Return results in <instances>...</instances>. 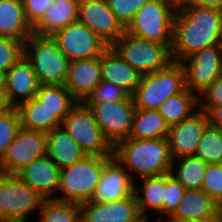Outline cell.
Listing matches in <instances>:
<instances>
[{
	"instance_id": "1",
	"label": "cell",
	"mask_w": 222,
	"mask_h": 222,
	"mask_svg": "<svg viewBox=\"0 0 222 222\" xmlns=\"http://www.w3.org/2000/svg\"><path fill=\"white\" fill-rule=\"evenodd\" d=\"M221 10L186 5L176 9L173 20L172 61L180 62L193 53L218 43Z\"/></svg>"
},
{
	"instance_id": "2",
	"label": "cell",
	"mask_w": 222,
	"mask_h": 222,
	"mask_svg": "<svg viewBox=\"0 0 222 222\" xmlns=\"http://www.w3.org/2000/svg\"><path fill=\"white\" fill-rule=\"evenodd\" d=\"M113 156L124 166L132 180L133 172H136V177L140 174V178L161 175L171 172L173 165L167 138L128 137L113 147Z\"/></svg>"
},
{
	"instance_id": "3",
	"label": "cell",
	"mask_w": 222,
	"mask_h": 222,
	"mask_svg": "<svg viewBox=\"0 0 222 222\" xmlns=\"http://www.w3.org/2000/svg\"><path fill=\"white\" fill-rule=\"evenodd\" d=\"M23 55L33 67L40 85H64L70 60L52 36L33 32L24 42Z\"/></svg>"
},
{
	"instance_id": "4",
	"label": "cell",
	"mask_w": 222,
	"mask_h": 222,
	"mask_svg": "<svg viewBox=\"0 0 222 222\" xmlns=\"http://www.w3.org/2000/svg\"><path fill=\"white\" fill-rule=\"evenodd\" d=\"M104 169V156L86 155L81 161L60 169L59 187L62 196L53 199L83 204L92 200Z\"/></svg>"
},
{
	"instance_id": "5",
	"label": "cell",
	"mask_w": 222,
	"mask_h": 222,
	"mask_svg": "<svg viewBox=\"0 0 222 222\" xmlns=\"http://www.w3.org/2000/svg\"><path fill=\"white\" fill-rule=\"evenodd\" d=\"M185 88L183 67L173 61L162 70L143 74L132 97L136 108L158 110L169 97Z\"/></svg>"
},
{
	"instance_id": "6",
	"label": "cell",
	"mask_w": 222,
	"mask_h": 222,
	"mask_svg": "<svg viewBox=\"0 0 222 222\" xmlns=\"http://www.w3.org/2000/svg\"><path fill=\"white\" fill-rule=\"evenodd\" d=\"M175 12L166 0H148L134 15L125 32L166 45L171 50Z\"/></svg>"
},
{
	"instance_id": "7",
	"label": "cell",
	"mask_w": 222,
	"mask_h": 222,
	"mask_svg": "<svg viewBox=\"0 0 222 222\" xmlns=\"http://www.w3.org/2000/svg\"><path fill=\"white\" fill-rule=\"evenodd\" d=\"M111 48L141 75L166 68L172 61L171 50L163 44L124 33Z\"/></svg>"
},
{
	"instance_id": "8",
	"label": "cell",
	"mask_w": 222,
	"mask_h": 222,
	"mask_svg": "<svg viewBox=\"0 0 222 222\" xmlns=\"http://www.w3.org/2000/svg\"><path fill=\"white\" fill-rule=\"evenodd\" d=\"M62 127L88 156H112L113 147L104 138L91 109L77 102L64 117Z\"/></svg>"
},
{
	"instance_id": "9",
	"label": "cell",
	"mask_w": 222,
	"mask_h": 222,
	"mask_svg": "<svg viewBox=\"0 0 222 222\" xmlns=\"http://www.w3.org/2000/svg\"><path fill=\"white\" fill-rule=\"evenodd\" d=\"M44 198L16 174L0 173V221L26 222Z\"/></svg>"
},
{
	"instance_id": "10",
	"label": "cell",
	"mask_w": 222,
	"mask_h": 222,
	"mask_svg": "<svg viewBox=\"0 0 222 222\" xmlns=\"http://www.w3.org/2000/svg\"><path fill=\"white\" fill-rule=\"evenodd\" d=\"M86 104L91 109L104 138L112 147L129 137L136 110L131 95L122 101Z\"/></svg>"
},
{
	"instance_id": "11",
	"label": "cell",
	"mask_w": 222,
	"mask_h": 222,
	"mask_svg": "<svg viewBox=\"0 0 222 222\" xmlns=\"http://www.w3.org/2000/svg\"><path fill=\"white\" fill-rule=\"evenodd\" d=\"M184 70L185 87L198 96L222 74V48L201 49L179 62Z\"/></svg>"
},
{
	"instance_id": "12",
	"label": "cell",
	"mask_w": 222,
	"mask_h": 222,
	"mask_svg": "<svg viewBox=\"0 0 222 222\" xmlns=\"http://www.w3.org/2000/svg\"><path fill=\"white\" fill-rule=\"evenodd\" d=\"M52 37L70 61L100 57L109 48L79 20L57 31Z\"/></svg>"
},
{
	"instance_id": "13",
	"label": "cell",
	"mask_w": 222,
	"mask_h": 222,
	"mask_svg": "<svg viewBox=\"0 0 222 222\" xmlns=\"http://www.w3.org/2000/svg\"><path fill=\"white\" fill-rule=\"evenodd\" d=\"M46 155V133L21 128L0 160V173L16 174L32 161Z\"/></svg>"
},
{
	"instance_id": "14",
	"label": "cell",
	"mask_w": 222,
	"mask_h": 222,
	"mask_svg": "<svg viewBox=\"0 0 222 222\" xmlns=\"http://www.w3.org/2000/svg\"><path fill=\"white\" fill-rule=\"evenodd\" d=\"M79 21L87 25L109 47L125 33V28L106 0H80Z\"/></svg>"
},
{
	"instance_id": "15",
	"label": "cell",
	"mask_w": 222,
	"mask_h": 222,
	"mask_svg": "<svg viewBox=\"0 0 222 222\" xmlns=\"http://www.w3.org/2000/svg\"><path fill=\"white\" fill-rule=\"evenodd\" d=\"M198 110L181 122L169 126L167 140L172 164L177 158L194 156L196 153L198 143L209 125L207 113Z\"/></svg>"
},
{
	"instance_id": "16",
	"label": "cell",
	"mask_w": 222,
	"mask_h": 222,
	"mask_svg": "<svg viewBox=\"0 0 222 222\" xmlns=\"http://www.w3.org/2000/svg\"><path fill=\"white\" fill-rule=\"evenodd\" d=\"M134 181L115 156H104V169L91 201L122 200L134 193Z\"/></svg>"
},
{
	"instance_id": "17",
	"label": "cell",
	"mask_w": 222,
	"mask_h": 222,
	"mask_svg": "<svg viewBox=\"0 0 222 222\" xmlns=\"http://www.w3.org/2000/svg\"><path fill=\"white\" fill-rule=\"evenodd\" d=\"M80 210L81 222H146L140 216L134 193L111 202L89 201L81 204Z\"/></svg>"
},
{
	"instance_id": "18",
	"label": "cell",
	"mask_w": 222,
	"mask_h": 222,
	"mask_svg": "<svg viewBox=\"0 0 222 222\" xmlns=\"http://www.w3.org/2000/svg\"><path fill=\"white\" fill-rule=\"evenodd\" d=\"M102 81L100 57L70 61L64 86L77 102H85Z\"/></svg>"
},
{
	"instance_id": "19",
	"label": "cell",
	"mask_w": 222,
	"mask_h": 222,
	"mask_svg": "<svg viewBox=\"0 0 222 222\" xmlns=\"http://www.w3.org/2000/svg\"><path fill=\"white\" fill-rule=\"evenodd\" d=\"M39 86L33 67L24 55L5 73L4 92L13 107L34 98Z\"/></svg>"
},
{
	"instance_id": "20",
	"label": "cell",
	"mask_w": 222,
	"mask_h": 222,
	"mask_svg": "<svg viewBox=\"0 0 222 222\" xmlns=\"http://www.w3.org/2000/svg\"><path fill=\"white\" fill-rule=\"evenodd\" d=\"M16 175L44 199H53L51 195L58 191L60 169L47 155L32 161Z\"/></svg>"
},
{
	"instance_id": "21",
	"label": "cell",
	"mask_w": 222,
	"mask_h": 222,
	"mask_svg": "<svg viewBox=\"0 0 222 222\" xmlns=\"http://www.w3.org/2000/svg\"><path fill=\"white\" fill-rule=\"evenodd\" d=\"M222 208L202 189L186 190L181 202L165 222H199Z\"/></svg>"
},
{
	"instance_id": "22",
	"label": "cell",
	"mask_w": 222,
	"mask_h": 222,
	"mask_svg": "<svg viewBox=\"0 0 222 222\" xmlns=\"http://www.w3.org/2000/svg\"><path fill=\"white\" fill-rule=\"evenodd\" d=\"M100 67L102 81L121 87L131 96L134 94L142 75L111 47L100 56Z\"/></svg>"
},
{
	"instance_id": "23",
	"label": "cell",
	"mask_w": 222,
	"mask_h": 222,
	"mask_svg": "<svg viewBox=\"0 0 222 222\" xmlns=\"http://www.w3.org/2000/svg\"><path fill=\"white\" fill-rule=\"evenodd\" d=\"M80 0H53L43 18L33 27L41 36H53L57 31L79 20Z\"/></svg>"
},
{
	"instance_id": "24",
	"label": "cell",
	"mask_w": 222,
	"mask_h": 222,
	"mask_svg": "<svg viewBox=\"0 0 222 222\" xmlns=\"http://www.w3.org/2000/svg\"><path fill=\"white\" fill-rule=\"evenodd\" d=\"M46 149L47 156L59 169L79 162L86 156L62 126L46 133Z\"/></svg>"
},
{
	"instance_id": "25",
	"label": "cell",
	"mask_w": 222,
	"mask_h": 222,
	"mask_svg": "<svg viewBox=\"0 0 222 222\" xmlns=\"http://www.w3.org/2000/svg\"><path fill=\"white\" fill-rule=\"evenodd\" d=\"M32 33L22 0H0V36L24 43Z\"/></svg>"
},
{
	"instance_id": "26",
	"label": "cell",
	"mask_w": 222,
	"mask_h": 222,
	"mask_svg": "<svg viewBox=\"0 0 222 222\" xmlns=\"http://www.w3.org/2000/svg\"><path fill=\"white\" fill-rule=\"evenodd\" d=\"M143 187L137 188L134 182V194L138 204L140 216L148 221V211H157L163 214V202L165 198L166 189V173L155 176H148L140 178ZM142 188V189H141ZM144 193L139 195V193ZM148 210V211H147Z\"/></svg>"
},
{
	"instance_id": "27",
	"label": "cell",
	"mask_w": 222,
	"mask_h": 222,
	"mask_svg": "<svg viewBox=\"0 0 222 222\" xmlns=\"http://www.w3.org/2000/svg\"><path fill=\"white\" fill-rule=\"evenodd\" d=\"M21 128L47 133L62 126V121L35 97L20 103L17 107Z\"/></svg>"
},
{
	"instance_id": "28",
	"label": "cell",
	"mask_w": 222,
	"mask_h": 222,
	"mask_svg": "<svg viewBox=\"0 0 222 222\" xmlns=\"http://www.w3.org/2000/svg\"><path fill=\"white\" fill-rule=\"evenodd\" d=\"M169 125L157 110L136 108L129 138L156 139L167 138Z\"/></svg>"
},
{
	"instance_id": "29",
	"label": "cell",
	"mask_w": 222,
	"mask_h": 222,
	"mask_svg": "<svg viewBox=\"0 0 222 222\" xmlns=\"http://www.w3.org/2000/svg\"><path fill=\"white\" fill-rule=\"evenodd\" d=\"M197 105L198 96L185 88L181 93L169 97L159 106L157 111L163 116L166 123L171 126L190 117L196 112L195 107Z\"/></svg>"
},
{
	"instance_id": "30",
	"label": "cell",
	"mask_w": 222,
	"mask_h": 222,
	"mask_svg": "<svg viewBox=\"0 0 222 222\" xmlns=\"http://www.w3.org/2000/svg\"><path fill=\"white\" fill-rule=\"evenodd\" d=\"M35 98L61 121L77 103L64 85H40Z\"/></svg>"
},
{
	"instance_id": "31",
	"label": "cell",
	"mask_w": 222,
	"mask_h": 222,
	"mask_svg": "<svg viewBox=\"0 0 222 222\" xmlns=\"http://www.w3.org/2000/svg\"><path fill=\"white\" fill-rule=\"evenodd\" d=\"M180 164L174 173V165H172L171 174L184 186L186 190L202 189L203 178L207 163L196 156H184L177 158ZM175 174V175H174Z\"/></svg>"
},
{
	"instance_id": "32",
	"label": "cell",
	"mask_w": 222,
	"mask_h": 222,
	"mask_svg": "<svg viewBox=\"0 0 222 222\" xmlns=\"http://www.w3.org/2000/svg\"><path fill=\"white\" fill-rule=\"evenodd\" d=\"M39 215V222H81L80 204L56 199H44Z\"/></svg>"
},
{
	"instance_id": "33",
	"label": "cell",
	"mask_w": 222,
	"mask_h": 222,
	"mask_svg": "<svg viewBox=\"0 0 222 222\" xmlns=\"http://www.w3.org/2000/svg\"><path fill=\"white\" fill-rule=\"evenodd\" d=\"M207 164L222 162V129L208 125L201 137L195 155Z\"/></svg>"
},
{
	"instance_id": "34",
	"label": "cell",
	"mask_w": 222,
	"mask_h": 222,
	"mask_svg": "<svg viewBox=\"0 0 222 222\" xmlns=\"http://www.w3.org/2000/svg\"><path fill=\"white\" fill-rule=\"evenodd\" d=\"M20 129V116L16 107L0 115V160Z\"/></svg>"
},
{
	"instance_id": "35",
	"label": "cell",
	"mask_w": 222,
	"mask_h": 222,
	"mask_svg": "<svg viewBox=\"0 0 222 222\" xmlns=\"http://www.w3.org/2000/svg\"><path fill=\"white\" fill-rule=\"evenodd\" d=\"M24 43L0 36V72L5 74L22 56Z\"/></svg>"
},
{
	"instance_id": "36",
	"label": "cell",
	"mask_w": 222,
	"mask_h": 222,
	"mask_svg": "<svg viewBox=\"0 0 222 222\" xmlns=\"http://www.w3.org/2000/svg\"><path fill=\"white\" fill-rule=\"evenodd\" d=\"M202 190L222 208V165L208 164L205 170Z\"/></svg>"
},
{
	"instance_id": "37",
	"label": "cell",
	"mask_w": 222,
	"mask_h": 222,
	"mask_svg": "<svg viewBox=\"0 0 222 222\" xmlns=\"http://www.w3.org/2000/svg\"><path fill=\"white\" fill-rule=\"evenodd\" d=\"M186 189L184 186L170 173H166V189L163 202V214L170 217L181 202Z\"/></svg>"
},
{
	"instance_id": "38",
	"label": "cell",
	"mask_w": 222,
	"mask_h": 222,
	"mask_svg": "<svg viewBox=\"0 0 222 222\" xmlns=\"http://www.w3.org/2000/svg\"><path fill=\"white\" fill-rule=\"evenodd\" d=\"M148 0H106L117 20L126 28L137 11Z\"/></svg>"
},
{
	"instance_id": "39",
	"label": "cell",
	"mask_w": 222,
	"mask_h": 222,
	"mask_svg": "<svg viewBox=\"0 0 222 222\" xmlns=\"http://www.w3.org/2000/svg\"><path fill=\"white\" fill-rule=\"evenodd\" d=\"M129 94L121 87L113 83L101 81L99 85L93 90L92 94L85 101V103H104L115 102L126 99Z\"/></svg>"
},
{
	"instance_id": "40",
	"label": "cell",
	"mask_w": 222,
	"mask_h": 222,
	"mask_svg": "<svg viewBox=\"0 0 222 222\" xmlns=\"http://www.w3.org/2000/svg\"><path fill=\"white\" fill-rule=\"evenodd\" d=\"M219 105H222V74L203 92L198 94L197 107L200 108L201 111L207 113L211 108Z\"/></svg>"
},
{
	"instance_id": "41",
	"label": "cell",
	"mask_w": 222,
	"mask_h": 222,
	"mask_svg": "<svg viewBox=\"0 0 222 222\" xmlns=\"http://www.w3.org/2000/svg\"><path fill=\"white\" fill-rule=\"evenodd\" d=\"M26 19L32 28L43 18L53 0H22Z\"/></svg>"
},
{
	"instance_id": "42",
	"label": "cell",
	"mask_w": 222,
	"mask_h": 222,
	"mask_svg": "<svg viewBox=\"0 0 222 222\" xmlns=\"http://www.w3.org/2000/svg\"><path fill=\"white\" fill-rule=\"evenodd\" d=\"M209 124L222 129V105L211 108L207 112Z\"/></svg>"
},
{
	"instance_id": "43",
	"label": "cell",
	"mask_w": 222,
	"mask_h": 222,
	"mask_svg": "<svg viewBox=\"0 0 222 222\" xmlns=\"http://www.w3.org/2000/svg\"><path fill=\"white\" fill-rule=\"evenodd\" d=\"M191 4L199 7L222 9V0H192Z\"/></svg>"
},
{
	"instance_id": "44",
	"label": "cell",
	"mask_w": 222,
	"mask_h": 222,
	"mask_svg": "<svg viewBox=\"0 0 222 222\" xmlns=\"http://www.w3.org/2000/svg\"><path fill=\"white\" fill-rule=\"evenodd\" d=\"M13 106L8 101L5 92H0V115L9 111Z\"/></svg>"
},
{
	"instance_id": "45",
	"label": "cell",
	"mask_w": 222,
	"mask_h": 222,
	"mask_svg": "<svg viewBox=\"0 0 222 222\" xmlns=\"http://www.w3.org/2000/svg\"><path fill=\"white\" fill-rule=\"evenodd\" d=\"M170 5L175 9L181 8L183 6L189 5L192 3V0H166Z\"/></svg>"
},
{
	"instance_id": "46",
	"label": "cell",
	"mask_w": 222,
	"mask_h": 222,
	"mask_svg": "<svg viewBox=\"0 0 222 222\" xmlns=\"http://www.w3.org/2000/svg\"><path fill=\"white\" fill-rule=\"evenodd\" d=\"M199 222H222V209L217 212L214 216L201 220Z\"/></svg>"
},
{
	"instance_id": "47",
	"label": "cell",
	"mask_w": 222,
	"mask_h": 222,
	"mask_svg": "<svg viewBox=\"0 0 222 222\" xmlns=\"http://www.w3.org/2000/svg\"><path fill=\"white\" fill-rule=\"evenodd\" d=\"M218 46L222 48V9L220 13V20H219V34H218Z\"/></svg>"
},
{
	"instance_id": "48",
	"label": "cell",
	"mask_w": 222,
	"mask_h": 222,
	"mask_svg": "<svg viewBox=\"0 0 222 222\" xmlns=\"http://www.w3.org/2000/svg\"><path fill=\"white\" fill-rule=\"evenodd\" d=\"M5 91V74L0 72V92Z\"/></svg>"
}]
</instances>
